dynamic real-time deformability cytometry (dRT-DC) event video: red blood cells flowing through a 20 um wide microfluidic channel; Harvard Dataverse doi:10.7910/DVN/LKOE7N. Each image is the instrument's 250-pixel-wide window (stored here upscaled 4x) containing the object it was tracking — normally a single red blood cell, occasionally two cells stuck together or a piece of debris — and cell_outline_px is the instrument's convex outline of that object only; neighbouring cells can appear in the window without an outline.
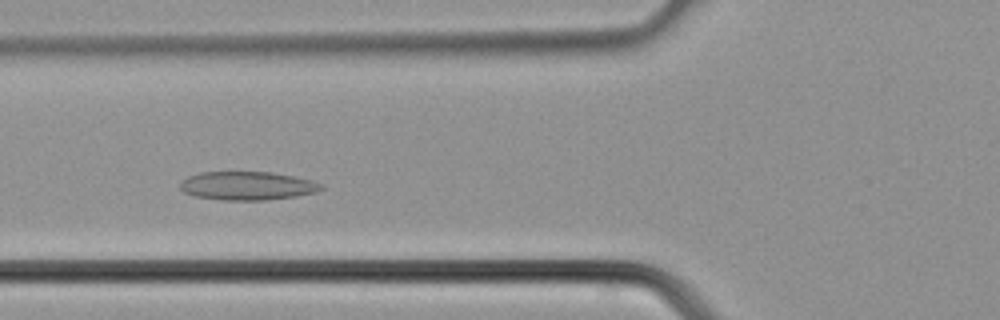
{"species": "common noctule bat (a hibernating species)", "species_latin": "Nyctalus noctula", "temperature_condition": "cold", "stored_images_in_passage": 33, "camera_frame_rate_fps": 3000, "um_per_image_px": 0.085, "animal": {"sex": "male", "body_mass_g": 21.5, "forearm_length_mm": 52.0}, "frame": {"image": 1, "passage_image": 10, "time_ms": 3.0, "image_size_px": [1000, 320], "cell_outline_px": [[324, 188], [316, 192], [296, 196], [264, 200], [224, 200], [196, 196], [184, 192], [180, 188], [180, 180], [188, 176], [200, 172], [272, 172], [312, 180], [324, 184]], "centroid_in_image_um": [21.03, 15.78], "position_along_channel_um": 104.8, "area_um2": 23.47}}
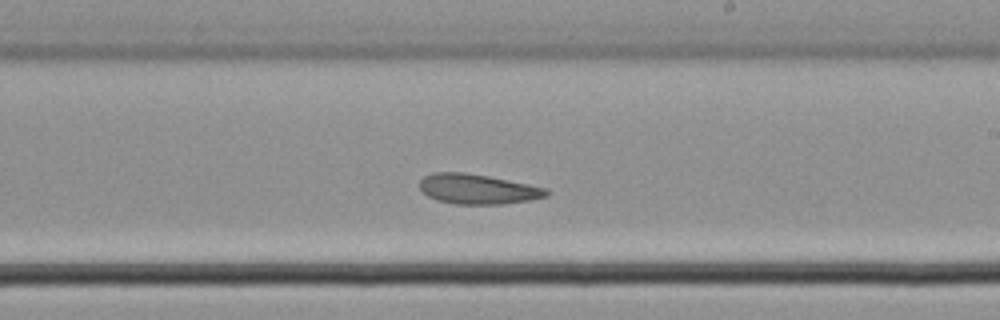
{"frame": {"image": 2, "passage_image": 18, "time_ms": 5.667, "image_size_px": [1000, 320], "cell_outline_px": [[552, 192], [548, 196], [528, 200], [500, 204], [456, 204], [436, 200], [420, 192], [420, 180], [424, 176], [432, 172], [464, 172], [488, 176], [548, 188]], "centroid_in_image_um": [40.59, 16.07], "position_along_channel_um": 248.4, "area_um2": 22.25}}
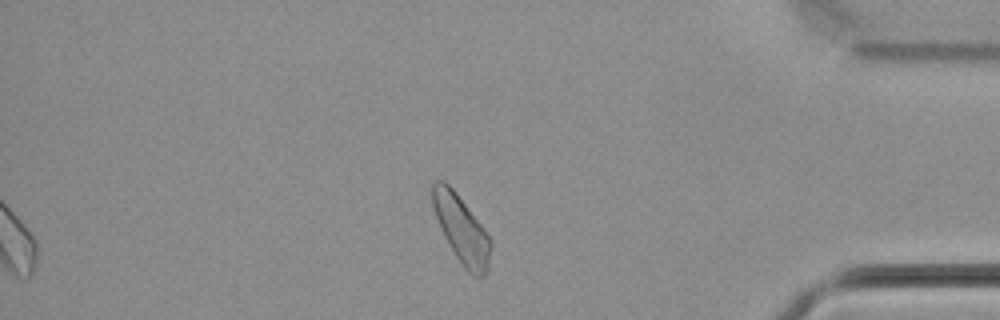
{"frame": {"image": 3, "passage_image": 28, "time_ms": 9.0, "image_size_px": [1000, 320], "cell_outline_px": [[492, 244], [488, 268], [484, 276], [472, 276], [464, 268], [448, 244], [440, 228], [432, 204], [432, 184], [436, 180], [444, 180], [456, 192], [492, 240]], "centroid_in_image_um": [39.22, 19.51], "position_along_channel_um": 396.0, "area_um2": 22.66}}